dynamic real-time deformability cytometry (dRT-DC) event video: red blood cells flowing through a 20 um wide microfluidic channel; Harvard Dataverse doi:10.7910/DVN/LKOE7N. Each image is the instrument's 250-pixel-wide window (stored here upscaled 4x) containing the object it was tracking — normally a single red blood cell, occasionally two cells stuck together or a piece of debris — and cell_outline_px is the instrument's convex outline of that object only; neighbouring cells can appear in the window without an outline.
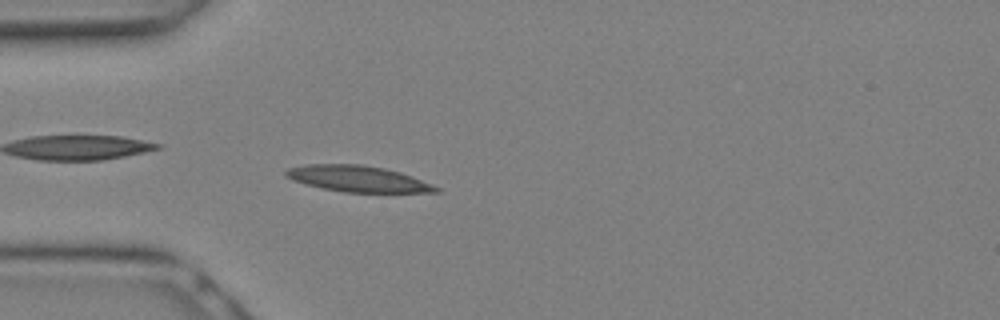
{"species": "Egyptian fruit bat (a non-hibernating species)", "species_latin": "Rousettus aegyptiacus", "temperature_condition": "warm", "stored_images_in_passage": 4, "camera_frame_rate_fps": 3000, "um_per_image_px": 0.085, "animal": {"sex": "female"}, "frame": {"image": 1, "passage_image": 2, "time_ms": 0.333, "image_size_px": [1000, 320], "cell_outline_px": [[440, 192], [344, 192], [324, 188], [292, 180], [284, 176], [284, 172], [288, 168], [308, 164], [364, 164], [384, 168], [400, 172], [412, 176], [432, 184], [440, 188]], "centroid_in_image_um": [30.42, 15.18], "position_along_channel_um": 54.6, "area_um2": 22.72}}
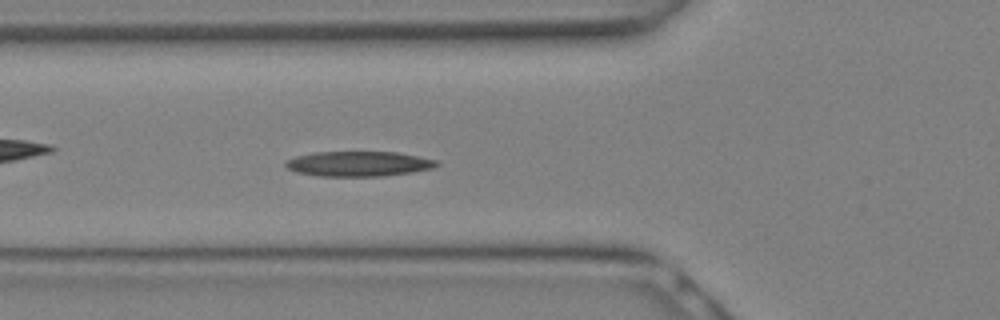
{"frame": {"image": 2, "passage_image": 4, "time_ms": 1.0, "image_size_px": [1000, 320], "cell_outline_px": [[440, 164], [432, 168], [412, 172], [380, 176], [320, 176], [296, 172], [288, 168], [284, 164], [288, 160], [296, 156], [316, 152], [396, 152], [436, 160]], "centroid_in_image_um": [30.47, 13.92], "position_along_channel_um": 95.3, "area_um2": 21.79}}